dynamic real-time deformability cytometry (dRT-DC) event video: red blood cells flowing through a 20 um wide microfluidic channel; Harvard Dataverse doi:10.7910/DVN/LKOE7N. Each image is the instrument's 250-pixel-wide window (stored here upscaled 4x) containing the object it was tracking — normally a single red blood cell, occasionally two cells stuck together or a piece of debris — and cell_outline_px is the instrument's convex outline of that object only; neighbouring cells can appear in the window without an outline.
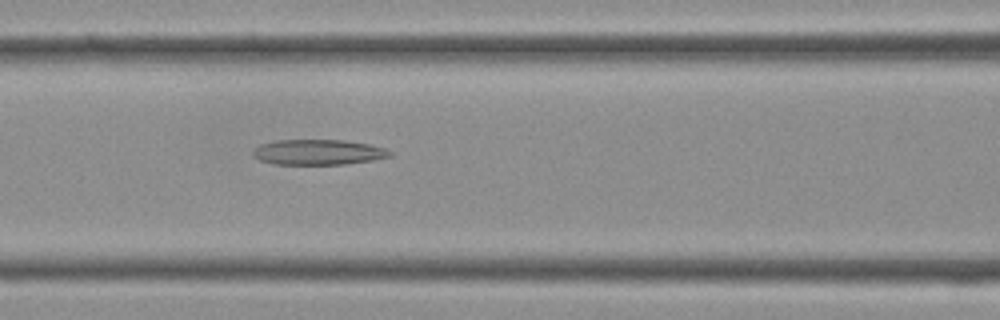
{"species": "Egyptian fruit bat (a non-hibernating species)", "species_latin": "Rousettus aegyptiacus", "temperature_condition": "cold", "stored_images_in_passage": 30, "camera_frame_rate_fps": 3000, "um_per_image_px": 0.085, "frame": {"image": 1, "passage_image": 7, "time_ms": 2.0, "image_size_px": [1000, 320], "cell_outline_px": [[392, 156], [372, 160], [344, 164], [272, 164], [260, 160], [252, 156], [252, 148], [260, 144], [276, 140], [344, 140], [368, 144], [384, 148], [392, 152]], "centroid_in_image_um": [26.99, 12.93], "position_along_channel_um": 139.6, "area_um2": 20.29}}
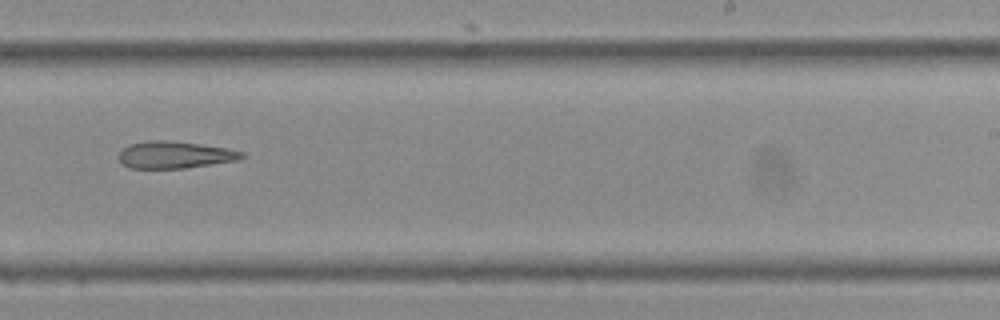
{"frame": {"image": 2, "passage_image": 15, "time_ms": 4.667, "image_size_px": [1000, 320], "cell_outline_px": [[248, 156], [240, 160], [184, 168], [128, 168], [120, 160], [120, 152], [128, 144], [148, 140], [168, 140], [200, 144], [228, 148], [244, 152]], "centroid_in_image_um": [14.92, 13.15], "position_along_channel_um": 274.1, "area_um2": 19.48}}
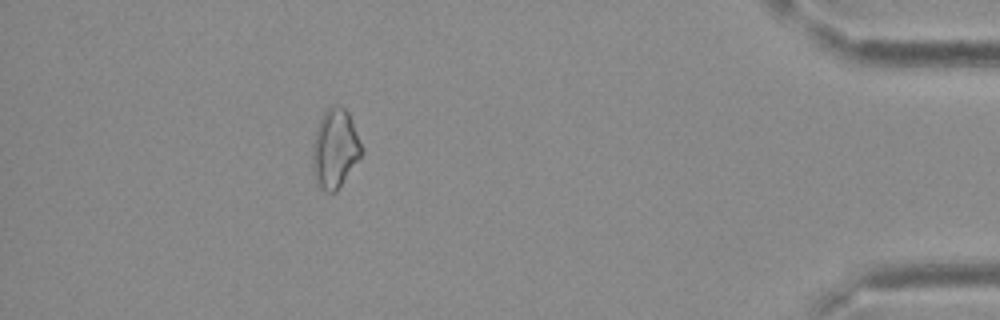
{"frame": {"image": 3, "passage_image": 26, "time_ms": 8.333, "image_size_px": [1000, 320], "cell_outline_px": [[364, 152], [336, 192], [324, 192], [316, 184], [312, 168], [312, 144], [316, 128], [324, 112], [328, 108], [344, 108], [348, 112], [364, 148]], "centroid_in_image_um": [28.47, 12.69], "position_along_channel_um": 406.7, "area_um2": 22.66}}